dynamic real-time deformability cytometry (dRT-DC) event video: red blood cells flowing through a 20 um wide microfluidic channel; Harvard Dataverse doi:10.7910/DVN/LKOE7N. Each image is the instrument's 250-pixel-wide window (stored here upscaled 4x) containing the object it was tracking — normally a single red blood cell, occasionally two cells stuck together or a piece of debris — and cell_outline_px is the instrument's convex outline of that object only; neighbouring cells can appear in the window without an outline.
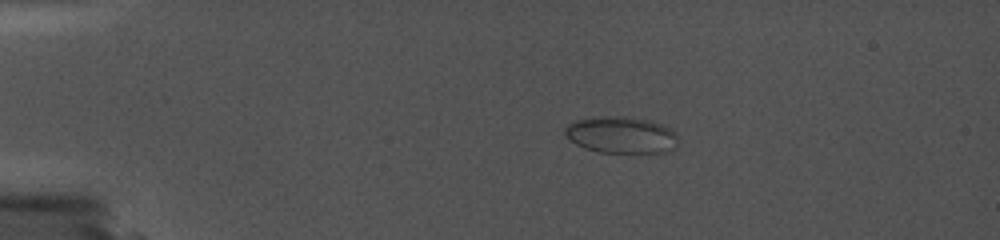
{"species": "common noctule bat (a hibernating species)", "species_latin": "Nyctalus noctula", "temperature_condition": "cold", "stored_images_in_passage": 47, "camera_frame_rate_fps": 5000, "um_per_image_px": 0.085, "animal": {"sex": "female", "body_mass_g": 19.0, "forearm_length_mm": 56.7}, "frame": {"image": 1, "passage_image": 1, "time_ms": 0.0, "image_size_px": [1000, 240], "cell_outline_px": [[680, 140], [676, 148], [664, 152], [600, 152], [584, 148], [576, 144], [564, 132], [564, 128], [568, 124], [576, 120], [600, 116], [624, 116], [652, 120], [676, 132]], "centroid_in_image_um": [52.85, 11.46], "position_along_channel_um": 32.2, "area_um2": 24.28}}
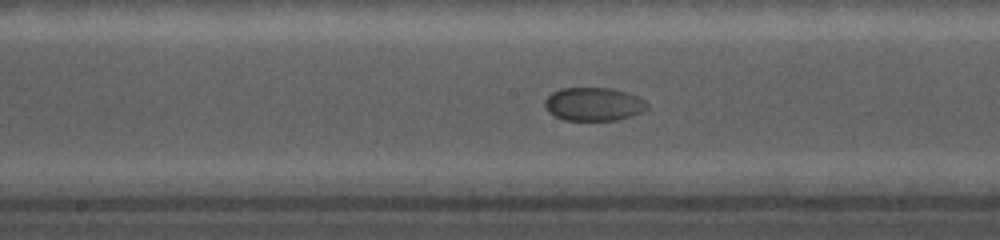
{"frame": {"image": 2, "passage_image": 23, "time_ms": 6.8, "image_size_px": [1000, 240], "cell_outline_px": [[648, 108], [632, 116], [616, 120], [564, 120], [548, 112], [544, 104], [544, 100], [552, 92], [560, 88], [612, 88], [628, 92], [644, 100], [648, 104]], "centroid_in_image_um": [50.45, 8.84], "position_along_channel_um": 197.7, "area_um2": 19.94}}
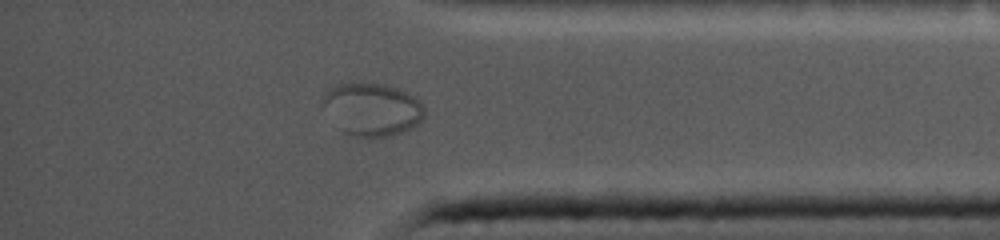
{"frame": {"image": 3, "passage_image": 43, "time_ms": 12.8, "image_size_px": [1000, 240], "cell_outline_px": [[424, 116], [412, 128], [388, 136], [352, 136], [344, 132], [320, 104], [320, 100], [324, 92], [332, 84], [384, 84], [396, 88], [420, 100], [424, 108]], "centroid_in_image_um": [31.58, 9.27], "position_along_channel_um": 403.6, "area_um2": 30.87}}